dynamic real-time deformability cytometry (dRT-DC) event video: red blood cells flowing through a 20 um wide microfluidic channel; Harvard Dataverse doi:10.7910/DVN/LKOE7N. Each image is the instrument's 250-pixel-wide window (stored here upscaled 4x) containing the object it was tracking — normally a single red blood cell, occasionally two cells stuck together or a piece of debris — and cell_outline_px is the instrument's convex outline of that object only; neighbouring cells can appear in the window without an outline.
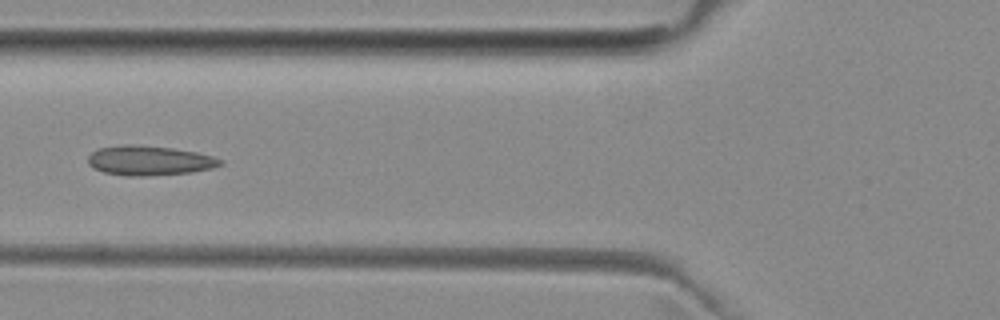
{"species": "common noctule bat (a hibernating species)", "species_latin": "Nyctalus noctula", "temperature_condition": "room temperature", "stored_images_in_passage": 6, "camera_frame_rate_fps": 3000, "um_per_image_px": 0.085, "animal": {"sex": "female", "body_mass_g": 29.2, "forearm_length_mm": 56.3}, "frame": {"image": 1, "passage_image": 5, "time_ms": 5.0, "image_size_px": [1000, 320], "cell_outline_px": [[224, 164], [212, 168], [192, 172], [144, 176], [128, 176], [104, 172], [88, 164], [88, 156], [92, 152], [100, 148], [124, 144], [132, 144], [172, 148], [196, 152], [212, 156], [224, 160]], "centroid_in_image_um": [12.72, 13.64], "position_along_channel_um": 113.1, "area_um2": 22.77}}
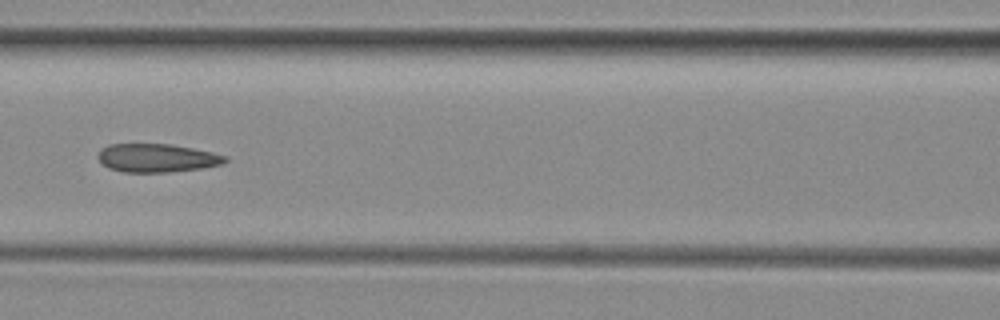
{"frame": {"image": 2, "passage_image": 6, "time_ms": 6.0, "image_size_px": [1000, 320], "cell_outline_px": [[228, 160], [220, 164], [200, 168], [168, 172], [124, 172], [108, 168], [96, 156], [100, 148], [108, 144], [168, 144], [192, 148], [212, 152], [228, 156]], "centroid_in_image_um": [13.3, 13.42], "position_along_channel_um": 153.3, "area_um2": 20.98}}